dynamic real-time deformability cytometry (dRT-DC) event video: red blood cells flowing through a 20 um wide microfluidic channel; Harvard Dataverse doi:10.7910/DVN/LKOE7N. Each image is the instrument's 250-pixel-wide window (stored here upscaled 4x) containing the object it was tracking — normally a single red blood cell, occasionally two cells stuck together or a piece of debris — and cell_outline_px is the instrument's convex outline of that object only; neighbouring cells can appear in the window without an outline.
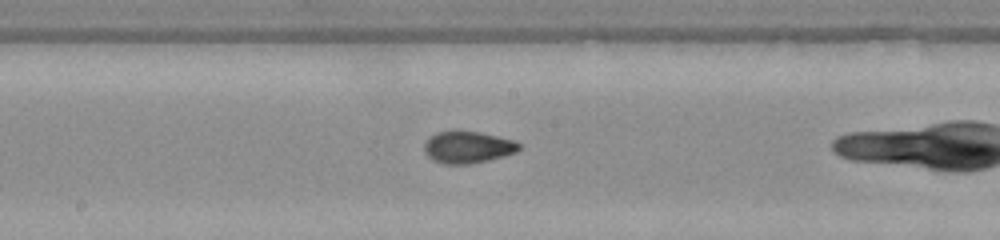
{"species": "common noctule bat (a hibernating species)", "species_latin": "Nyctalus noctula", "temperature_condition": "warm", "stored_images_in_passage": 36, "camera_frame_rate_fps": 3000, "um_per_image_px": 0.085, "animal": {"sex": "female", "body_mass_g": 22.0, "forearm_length_mm": 56.7}, "frame": {"image": 1, "passage_image": 23, "time_ms": 7.333, "image_size_px": [1000, 240], "cell_outline_px": [[520, 148], [516, 152], [504, 156], [488, 160], [468, 164], [444, 164], [432, 160], [424, 152], [424, 144], [428, 136], [436, 132], [476, 132], [496, 136], [512, 140], [520, 144]], "centroid_in_image_um": [39.71, 12.53], "position_along_channel_um": 208.5, "area_um2": 17.4}}
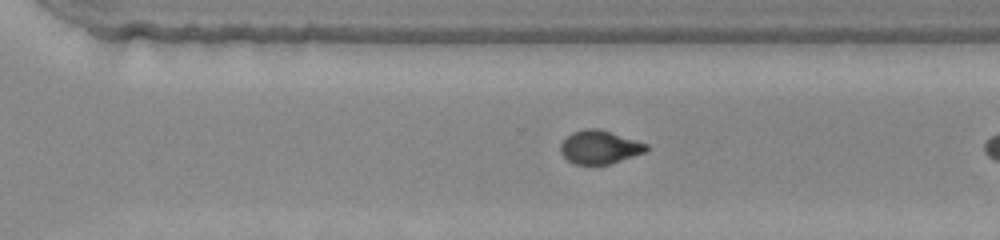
{"frame": {"image": 2, "passage_image": 31, "time_ms": 10.0, "image_size_px": [1000, 240], "cell_outline_px": [[648, 152], [608, 164], [576, 164], [568, 160], [560, 152], [560, 144], [572, 132], [588, 128], [596, 128], [648, 144]], "centroid_in_image_um": [50.98, 12.51], "position_along_channel_um": 319.6, "area_um2": 16.47}}
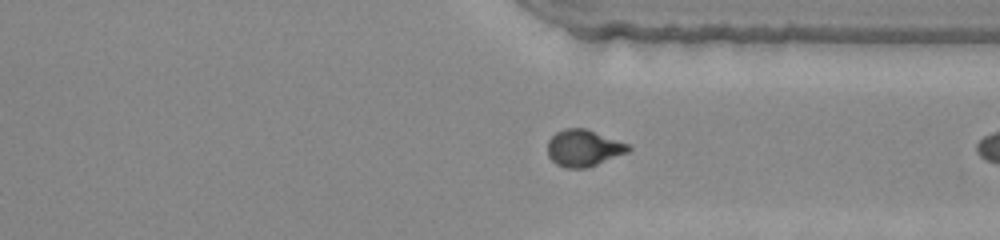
{"frame": {"image": 3, "passage_image": 34, "time_ms": 11.0, "image_size_px": [1000, 240], "cell_outline_px": [[632, 148], [628, 152], [588, 168], [564, 168], [556, 164], [548, 156], [548, 140], [556, 132], [564, 128], [584, 128], [628, 144]], "centroid_in_image_um": [49.58, 12.6], "position_along_channel_um": 361.8, "area_um2": 17.22}}